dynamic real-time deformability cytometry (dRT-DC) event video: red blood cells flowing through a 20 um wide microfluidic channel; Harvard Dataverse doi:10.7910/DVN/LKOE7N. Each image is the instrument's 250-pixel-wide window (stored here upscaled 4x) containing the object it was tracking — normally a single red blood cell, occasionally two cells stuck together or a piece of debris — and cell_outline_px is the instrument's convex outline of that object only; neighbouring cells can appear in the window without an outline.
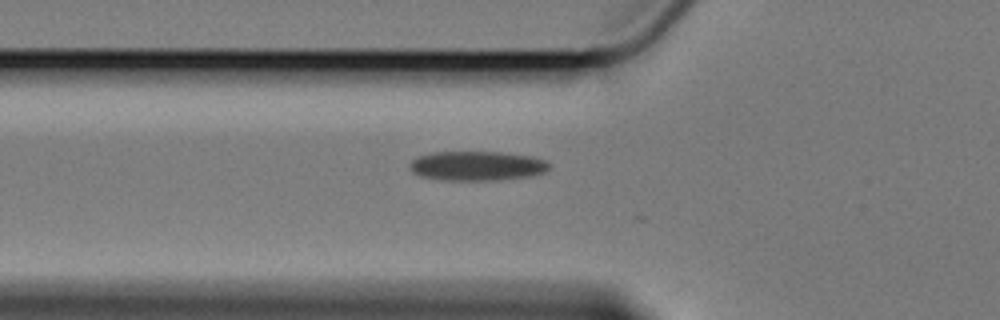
{"species": "Egyptian fruit bat (a non-hibernating species)", "species_latin": "Rousettus aegyptiacus", "temperature_condition": "cold", "stored_images_in_passage": 6, "camera_frame_rate_fps": 3000, "um_per_image_px": 0.085, "animal": {"sex": "female"}, "frame": {"image": 1, "passage_image": 5, "time_ms": 1.333, "image_size_px": [1000, 320], "cell_outline_px": [[552, 164], [544, 172], [528, 176], [496, 180], [444, 180], [420, 176], [412, 172], [408, 164], [416, 156], [432, 152], [500, 152], [532, 156], [544, 160]], "centroid_in_image_um": [40.51, 14.09], "position_along_channel_um": 85.3, "area_um2": 23.99}}